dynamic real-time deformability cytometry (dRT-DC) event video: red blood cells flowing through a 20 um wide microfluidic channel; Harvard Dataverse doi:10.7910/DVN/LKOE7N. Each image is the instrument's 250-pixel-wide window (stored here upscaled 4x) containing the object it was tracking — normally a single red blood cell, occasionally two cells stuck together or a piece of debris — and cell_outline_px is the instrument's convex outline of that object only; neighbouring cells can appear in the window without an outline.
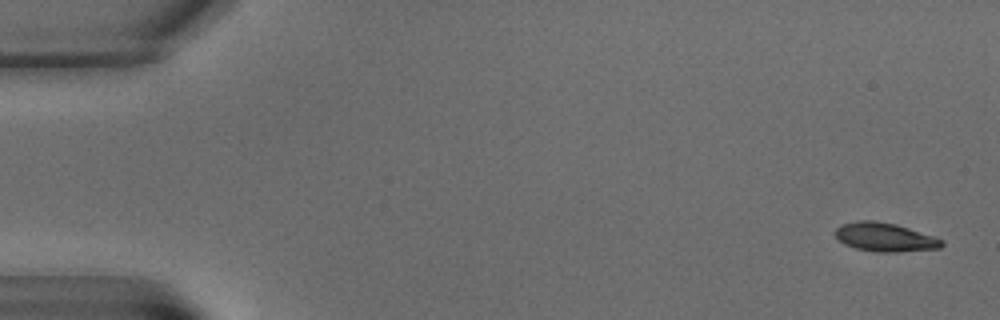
{"species": "common noctule bat (a hibernating species)", "species_latin": "Nyctalus noctula", "temperature_condition": "warm", "stored_images_in_passage": 7, "camera_frame_rate_fps": 3000, "um_per_image_px": 0.085, "animal": {"sex": "male", "body_mass_g": 15.6}, "frame": {"image": 1, "passage_image": 1, "time_ms": 0.0, "image_size_px": [1000, 320], "cell_outline_px": [[944, 244], [940, 248], [896, 252], [876, 252], [856, 248], [844, 244], [836, 236], [836, 228], [840, 224], [856, 220], [872, 220], [896, 224], [944, 240]], "centroid_in_image_um": [75.2, 20.15], "position_along_channel_um": 9.8, "area_um2": 17.74}}